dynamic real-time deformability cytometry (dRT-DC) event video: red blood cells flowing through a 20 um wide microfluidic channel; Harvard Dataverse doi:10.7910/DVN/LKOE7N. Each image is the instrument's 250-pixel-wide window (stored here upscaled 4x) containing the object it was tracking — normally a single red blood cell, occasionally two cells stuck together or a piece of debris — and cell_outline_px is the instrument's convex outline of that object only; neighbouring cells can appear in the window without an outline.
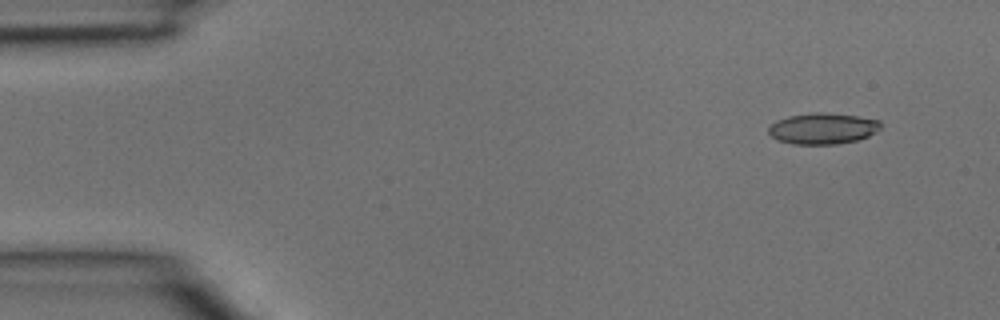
{"species": "common noctule bat (a hibernating species)", "species_latin": "Nyctalus noctula", "temperature_condition": "room temperature", "stored_images_in_passage": 5, "camera_frame_rate_fps": 3000, "um_per_image_px": 0.085, "animal": {"sex": "male", "body_mass_g": 15.6}, "frame": {"image": 1, "passage_image": 2, "time_ms": 0.333, "image_size_px": [1000, 320], "cell_outline_px": [[880, 128], [876, 132], [860, 140], [836, 144], [792, 144], [776, 140], [768, 132], [768, 128], [776, 120], [788, 116], [812, 112], [824, 112], [856, 116], [880, 120]], "centroid_in_image_um": [69.92, 10.92], "position_along_channel_um": 15.1, "area_um2": 20.46}}
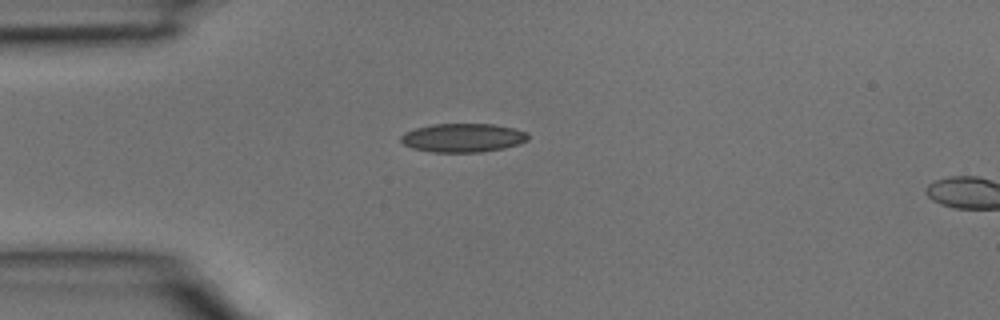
{"frame": {"image": 2, "passage_image": 4, "time_ms": 1.0, "image_size_px": [1000, 320], "cell_outline_px": [[528, 140], [520, 144], [504, 148], [480, 152], [432, 152], [412, 148], [404, 144], [400, 140], [400, 136], [404, 132], [416, 128], [432, 124], [492, 124], [512, 128], [528, 132]], "centroid_in_image_um": [39.34, 11.71], "position_along_channel_um": 45.7, "area_um2": 21.33}}